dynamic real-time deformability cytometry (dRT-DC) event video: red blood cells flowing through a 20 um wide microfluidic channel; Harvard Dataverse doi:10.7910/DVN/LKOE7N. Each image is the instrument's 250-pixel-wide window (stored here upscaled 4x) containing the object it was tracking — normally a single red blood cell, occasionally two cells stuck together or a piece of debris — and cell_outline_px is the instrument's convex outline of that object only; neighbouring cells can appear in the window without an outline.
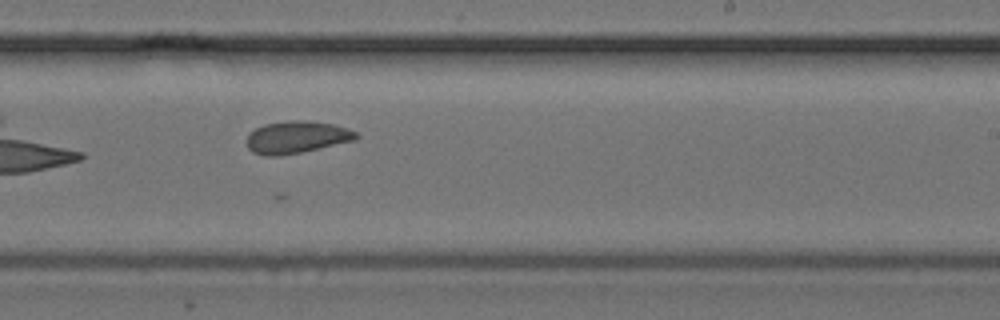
{"species": "common noctule bat (a hibernating species)", "species_latin": "Nyctalus noctula", "temperature_condition": "cold", "stored_images_in_passage": 24, "camera_frame_rate_fps": 3000, "um_per_image_px": 0.085, "animal": {"sex": "female", "body_mass_g": 24.6, "forearm_length_mm": 56.2}, "frame": {"image": 1, "passage_image": 17, "time_ms": 5.333, "image_size_px": [1000, 320], "cell_outline_px": [[360, 136], [356, 140], [300, 152], [280, 156], [264, 156], [252, 152], [248, 148], [248, 132], [264, 124], [288, 120], [308, 120], [332, 124], [356, 132]], "centroid_in_image_um": [25.19, 11.66], "position_along_channel_um": 263.8, "area_um2": 20.52}}